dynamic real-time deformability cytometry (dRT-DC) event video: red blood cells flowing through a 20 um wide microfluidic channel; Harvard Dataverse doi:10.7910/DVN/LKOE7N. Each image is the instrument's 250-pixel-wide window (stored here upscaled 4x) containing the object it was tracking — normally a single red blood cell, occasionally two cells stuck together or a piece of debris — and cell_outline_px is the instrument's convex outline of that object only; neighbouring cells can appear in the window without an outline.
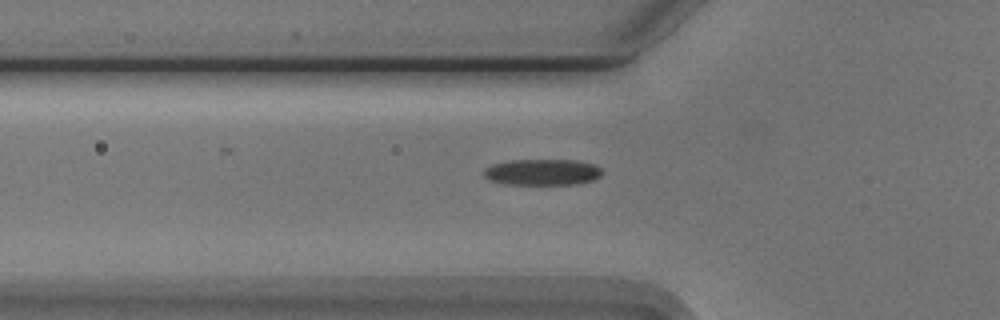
{"species": "Egyptian fruit bat (a non-hibernating species)", "species_latin": "Rousettus aegyptiacus", "temperature_condition": "cold", "stored_images_in_passage": 38, "camera_frame_rate_fps": 3000, "um_per_image_px": 0.085, "animal": {"sex": "male"}, "frame": {"image": 1, "passage_image": 2, "time_ms": 0.333, "image_size_px": [1000, 320], "cell_outline_px": [[604, 172], [600, 176], [592, 180], [576, 184], [504, 184], [492, 180], [484, 176], [484, 168], [492, 164], [508, 160], [576, 160], [596, 164]], "centroid_in_image_um": [46.12, 14.62], "position_along_channel_um": 79.7, "area_um2": 18.09}}
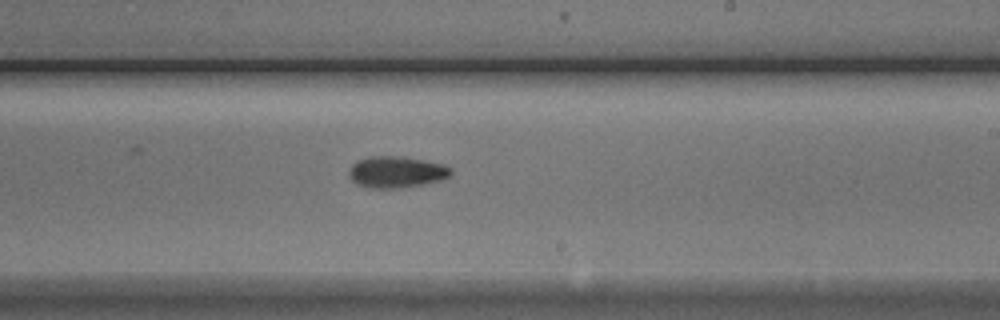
{"frame": {"image": 2, "passage_image": 16, "time_ms": 5.0, "image_size_px": [1000, 320], "cell_outline_px": [[452, 176], [444, 180], [428, 184], [400, 188], [368, 188], [356, 184], [348, 176], [348, 172], [352, 164], [356, 160], [372, 156], [400, 156], [444, 164], [452, 168]], "centroid_in_image_um": [33.72, 14.63], "position_along_channel_um": 255.3, "area_um2": 19.13}}
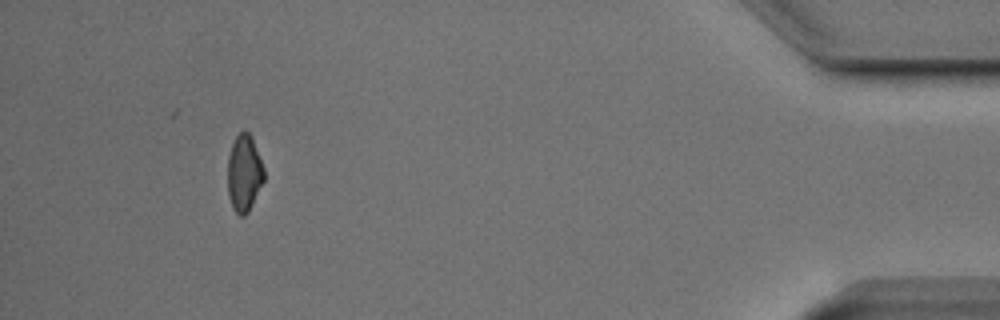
{"frame": {"image": 3, "passage_image": 34, "time_ms": 11.0, "image_size_px": [1000, 320], "cell_outline_px": [[264, 180], [248, 212], [244, 216], [240, 216], [232, 208], [228, 196], [228, 156], [232, 144], [236, 136], [240, 132], [248, 132], [252, 140], [264, 168]], "centroid_in_image_um": [20.74, 14.76], "position_along_channel_um": 414.5, "area_um2": 16.01}, "authors_computed_cell_mechanics": {"area_um2": 17.629, "velocity_mm_per_s": 3.7567, "shape_relaxation_time_tau1_ms": 3.018, "shape_relaxation_time_tau2_ms": null, "deformation_change_tau1": 0.1228, "deformation_change_tau2": null}}